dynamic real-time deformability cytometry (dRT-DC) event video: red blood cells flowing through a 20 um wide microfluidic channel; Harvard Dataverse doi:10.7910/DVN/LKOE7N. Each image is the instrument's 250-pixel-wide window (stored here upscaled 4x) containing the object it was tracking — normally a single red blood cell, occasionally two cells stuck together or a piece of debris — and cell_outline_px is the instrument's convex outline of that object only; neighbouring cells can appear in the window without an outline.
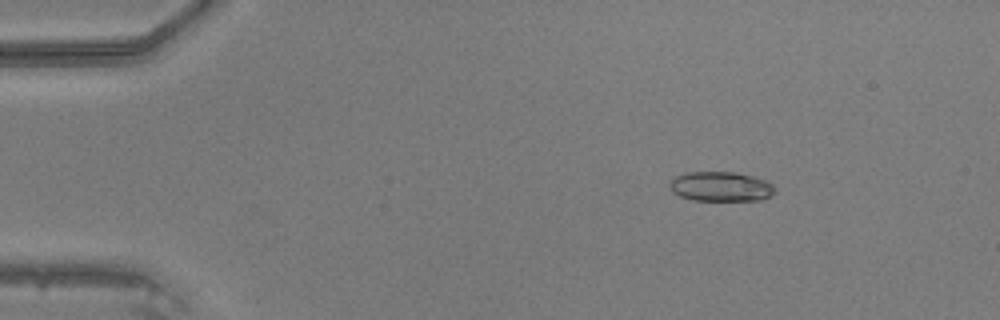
{"species": "common noctule bat (a hibernating species)", "species_latin": "Nyctalus noctula", "temperature_condition": "warm", "stored_images_in_passage": 18, "camera_frame_rate_fps": 3000, "um_per_image_px": 0.085, "animal": {"sex": "male", "body_mass_g": 20.5, "forearm_length_mm": 52.5}, "frame": {"image": 1, "passage_image": 6, "time_ms": 1.667, "image_size_px": [1000, 320], "cell_outline_px": [[776, 192], [772, 196], [760, 200], [692, 200], [680, 196], [672, 192], [668, 184], [676, 176], [684, 172], [736, 172], [752, 176], [764, 180], [772, 184], [776, 188]], "centroid_in_image_um": [61.28, 15.86], "position_along_channel_um": 23.7, "area_um2": 18.32}}
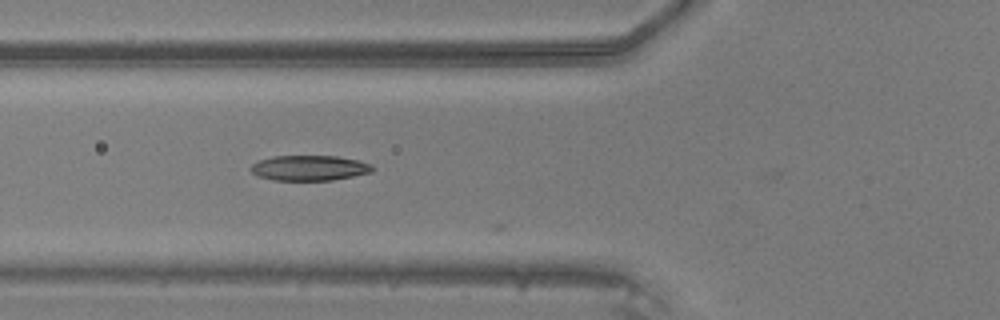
{"frame": {"image": 2, "passage_image": 17, "time_ms": 5.333, "image_size_px": [1000, 320], "cell_outline_px": [[376, 168], [372, 172], [332, 180], [272, 180], [260, 176], [252, 172], [248, 168], [252, 164], [260, 160], [272, 156], [336, 156], [356, 160], [372, 164]], "centroid_in_image_um": [26.3, 14.27], "position_along_channel_um": 99.5, "area_um2": 17.86}}